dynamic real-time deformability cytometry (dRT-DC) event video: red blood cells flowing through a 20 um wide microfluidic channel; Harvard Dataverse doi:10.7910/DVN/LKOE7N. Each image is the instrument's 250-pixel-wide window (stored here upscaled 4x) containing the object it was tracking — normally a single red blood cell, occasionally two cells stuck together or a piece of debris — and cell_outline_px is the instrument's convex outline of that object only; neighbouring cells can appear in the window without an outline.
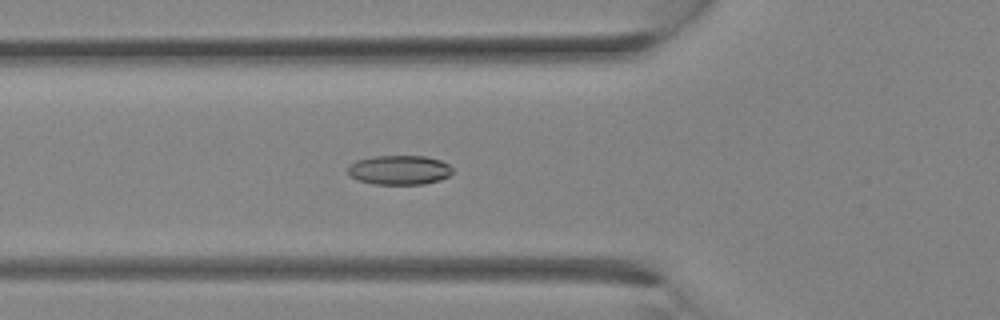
{"species": "Egyptian fruit bat (a non-hibernating species)", "species_latin": "Rousettus aegyptiacus", "temperature_condition": "room temperature", "stored_images_in_passage": 12, "camera_frame_rate_fps": 3000, "um_per_image_px": 0.085, "animal": {"sex": "female"}, "frame": {"image": 1, "passage_image": 10, "time_ms": 3.0, "image_size_px": [1000, 320], "cell_outline_px": [[452, 172], [448, 176], [440, 180], [424, 184], [372, 184], [356, 180], [348, 176], [348, 168], [356, 160], [372, 156], [424, 156], [440, 160], [448, 164], [452, 168]], "centroid_in_image_um": [33.91, 14.45], "position_along_channel_um": 91.9, "area_um2": 18.03}}
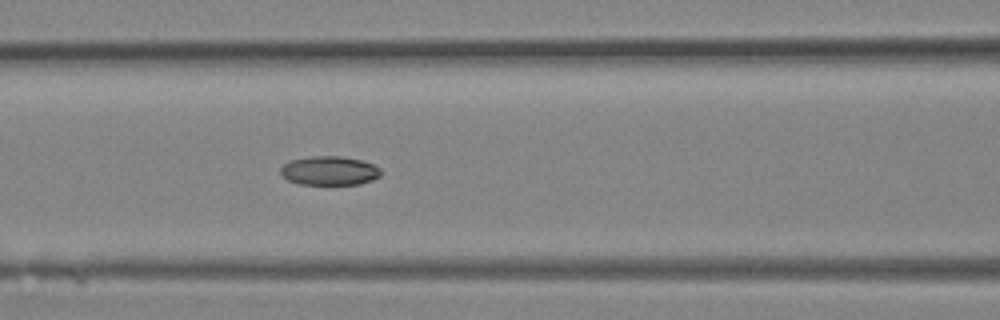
{"frame": {"image": 2, "passage_image": 12, "time_ms": 3.667, "image_size_px": [1000, 320], "cell_outline_px": [[380, 176], [372, 180], [360, 184], [300, 184], [288, 180], [280, 172], [280, 168], [288, 160], [312, 156], [340, 156], [360, 160], [372, 164], [380, 168]], "centroid_in_image_um": [27.98, 14.5], "position_along_channel_um": 138.6, "area_um2": 16.88}}